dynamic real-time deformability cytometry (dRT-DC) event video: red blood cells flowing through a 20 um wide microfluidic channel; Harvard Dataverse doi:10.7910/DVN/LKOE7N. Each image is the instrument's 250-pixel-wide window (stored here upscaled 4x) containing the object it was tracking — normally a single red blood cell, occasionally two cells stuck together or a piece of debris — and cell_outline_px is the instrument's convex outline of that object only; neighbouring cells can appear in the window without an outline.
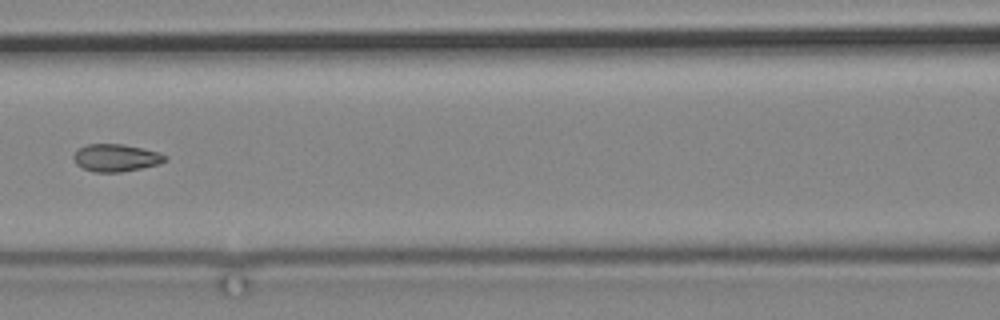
{"species": "common noctule bat (a hibernating species)", "species_latin": "Nyctalus noctula", "temperature_condition": "cold", "stored_images_in_passage": 9, "camera_frame_rate_fps": 3000, "um_per_image_px": 0.085, "animal": {"sex": "male", "body_mass_g": 19.2, "forearm_length_mm": 51.8}, "frame": {"image": 1, "passage_image": 7, "time_ms": 7.0, "image_size_px": [1000, 320], "cell_outline_px": [[168, 160], [160, 164], [120, 172], [92, 172], [76, 164], [72, 156], [80, 148], [88, 144], [124, 144], [160, 152], [168, 156]], "centroid_in_image_um": [9.9, 13.41], "position_along_channel_um": 156.7, "area_um2": 14.68}}
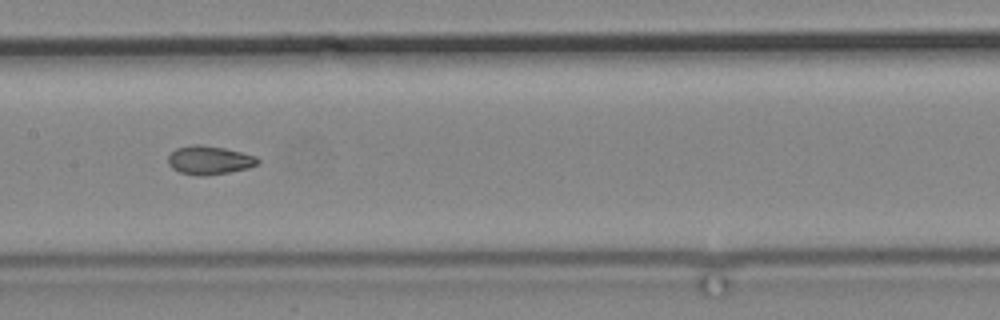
{"frame": {"image": 2, "passage_image": 8, "time_ms": 8.0, "image_size_px": [1000, 320], "cell_outline_px": [[260, 164], [248, 168], [228, 172], [204, 176], [200, 176], [180, 172], [172, 168], [168, 164], [168, 156], [176, 148], [192, 144], [200, 144], [224, 148], [256, 156], [260, 160]], "centroid_in_image_um": [17.8, 13.61], "position_along_channel_um": 189.6, "area_um2": 14.97}}
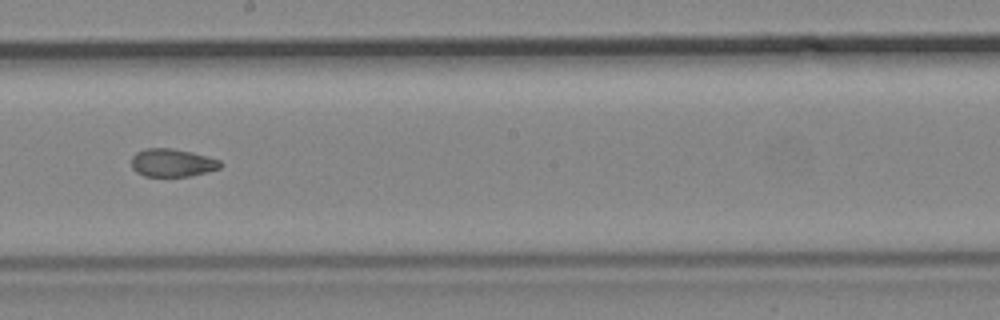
{"frame": {"image": 3, "passage_image": 9, "time_ms": 9.333, "image_size_px": [1000, 320], "cell_outline_px": [[220, 168], [192, 176], [144, 176], [136, 172], [132, 168], [132, 156], [136, 152], [144, 148], [172, 148], [192, 152], [220, 160]], "centroid_in_image_um": [14.61, 13.83], "position_along_channel_um": 233.6, "area_um2": 14.51}}